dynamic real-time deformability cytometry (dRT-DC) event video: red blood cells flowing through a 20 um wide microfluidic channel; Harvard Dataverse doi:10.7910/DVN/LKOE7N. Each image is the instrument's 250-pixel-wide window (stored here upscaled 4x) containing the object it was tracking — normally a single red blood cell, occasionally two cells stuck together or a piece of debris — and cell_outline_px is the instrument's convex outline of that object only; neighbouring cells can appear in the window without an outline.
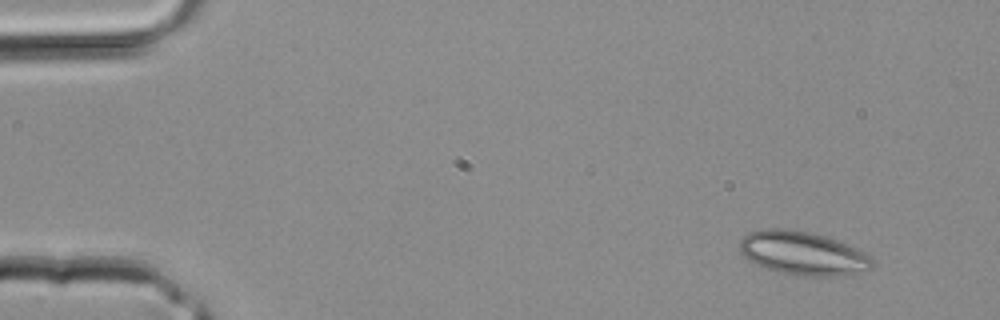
{"species": "common noctule bat (a hibernating species)", "species_latin": "Nyctalus noctula", "temperature_condition": "room temperature", "stored_images_in_passage": 5, "camera_frame_rate_fps": 3000, "um_per_image_px": 0.085, "animal": {"sex": "male", "body_mass_g": 20.4}, "frame": {"image": 1, "passage_image": 2, "time_ms": 0.333, "image_size_px": [1000, 320], "cell_outline_px": [[872, 268], [848, 276], [804, 276], [780, 272], [756, 264], [748, 260], [740, 252], [740, 240], [748, 232], [764, 228], [784, 228], [808, 232], [824, 236], [836, 240], [864, 252], [872, 260]], "centroid_in_image_um": [68.22, 21.53], "position_along_channel_um": 16.8, "area_um2": 33.52}}